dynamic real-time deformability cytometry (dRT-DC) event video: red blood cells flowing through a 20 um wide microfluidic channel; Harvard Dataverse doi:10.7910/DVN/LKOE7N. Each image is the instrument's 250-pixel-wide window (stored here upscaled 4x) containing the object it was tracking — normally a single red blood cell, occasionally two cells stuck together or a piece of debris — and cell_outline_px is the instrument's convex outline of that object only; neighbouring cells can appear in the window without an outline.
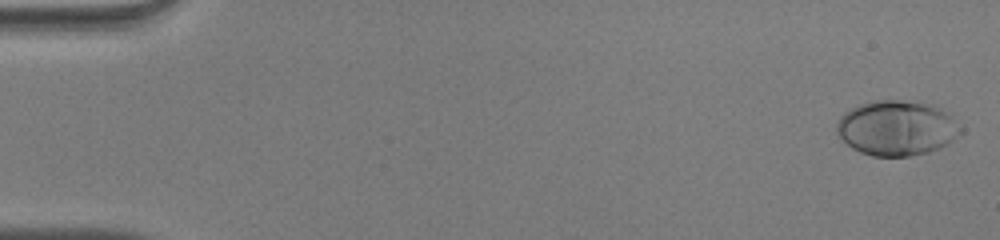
{"species": "human", "species_latin": "Homo sapiens", "temperature_condition": "warm", "stored_images_in_passage": 51, "camera_frame_rate_fps": 3000, "um_per_image_px": 0.085, "donor": {"sex": "male"}, "frame": {"image": 1, "passage_image": 1, "time_ms": 0.0, "image_size_px": [1000, 240], "cell_outline_px": [[964, 132], [948, 144], [940, 148], [928, 152], [908, 156], [872, 156], [860, 152], [852, 148], [836, 132], [836, 124], [840, 116], [844, 112], [860, 104], [872, 100], [900, 100], [936, 104], [948, 112], [964, 128]], "centroid_in_image_um": [76.28, 10.87], "position_along_channel_um": 8.7, "area_um2": 40.34}}
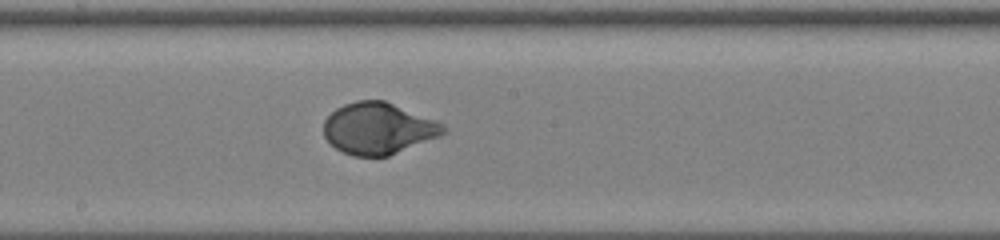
{"frame": {"image": 2, "passage_image": 28, "time_ms": 9.0, "image_size_px": [1000, 240], "cell_outline_px": [[448, 132], [440, 136], [388, 156], [352, 156], [336, 148], [324, 136], [324, 120], [336, 108], [344, 104], [356, 100], [384, 100], [436, 120], [444, 124], [448, 128]], "centroid_in_image_um": [32.18, 10.91], "position_along_channel_um": 216.0, "area_um2": 35.95}}
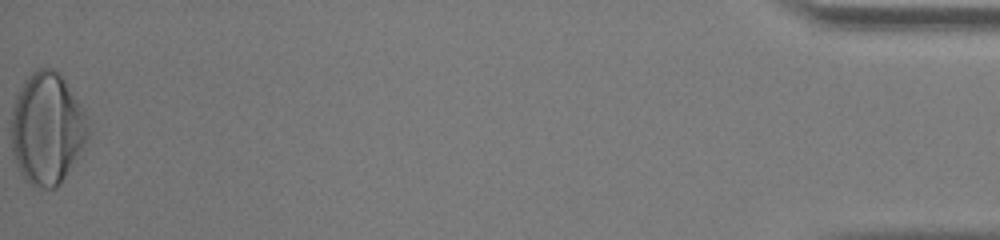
{"frame": {"image": 3, "passage_image": 51, "time_ms": 16.667, "image_size_px": [1000, 240], "cell_outline_px": [[92, 132], [60, 184], [56, 188], [44, 188], [32, 184], [24, 180], [20, 172], [12, 152], [12, 108], [16, 96], [24, 80], [36, 68], [52, 68], [60, 72], [84, 108], [88, 116]], "centroid_in_image_um": [4.03, 10.89], "position_along_channel_um": 431.2, "area_um2": 50.52}, "authors_computed_cell_mechanics": {"area_um2": 36.3562, "velocity_mm_per_s": 4.077, "shape_relaxation_time_tau1_ms": 3.517, "shape_relaxation_time_tau2_ms": null, "deformation_change_tau1": 0.2119, "deformation_change_tau2": null}}